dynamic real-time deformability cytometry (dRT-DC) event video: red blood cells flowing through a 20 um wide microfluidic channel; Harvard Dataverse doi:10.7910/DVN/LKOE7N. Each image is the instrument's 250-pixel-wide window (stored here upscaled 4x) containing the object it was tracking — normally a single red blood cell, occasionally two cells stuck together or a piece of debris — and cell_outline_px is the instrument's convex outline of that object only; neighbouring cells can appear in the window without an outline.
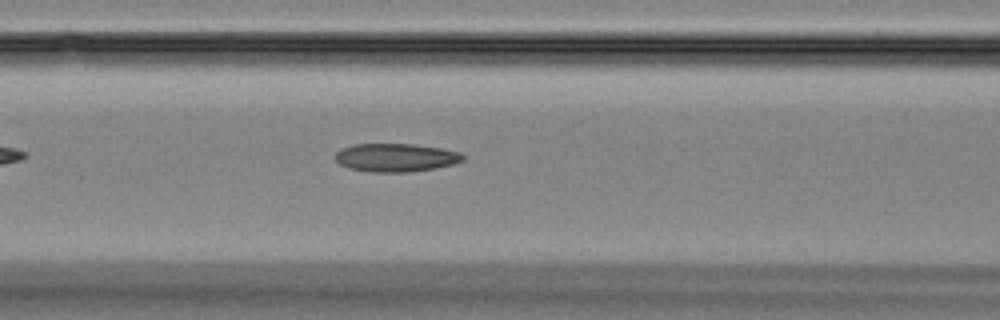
{"species": "Egyptian fruit bat (a non-hibernating species)", "species_latin": "Rousettus aegyptiacus", "temperature_condition": "room temperature", "stored_images_in_passage": 38, "camera_frame_rate_fps": 3000, "um_per_image_px": 0.085, "animal": {"sex": "female"}, "frame": {"image": 1, "passage_image": 7, "time_ms": 2.0, "image_size_px": [1000, 320], "cell_outline_px": [[464, 160], [452, 164], [432, 168], [408, 172], [372, 172], [348, 168], [340, 164], [336, 160], [336, 152], [352, 144], [416, 144], [440, 148], [460, 152], [464, 156]], "centroid_in_image_um": [33.63, 13.39], "position_along_channel_um": 133.0, "area_um2": 20.87}}
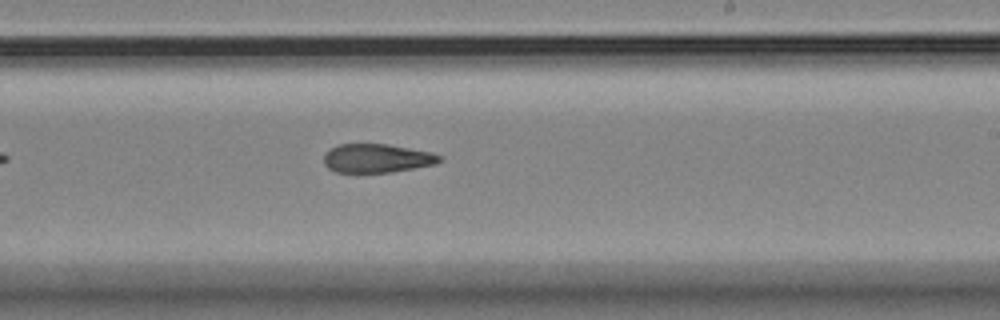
{"frame": {"image": 2, "passage_image": 17, "time_ms": 5.333, "image_size_px": [1000, 320], "cell_outline_px": [[444, 160], [436, 164], [392, 172], [336, 172], [328, 168], [324, 164], [324, 156], [332, 148], [340, 144], [388, 144], [432, 152], [440, 156]], "centroid_in_image_um": [32.08, 13.45], "position_along_channel_um": 256.9, "area_um2": 19.31}}
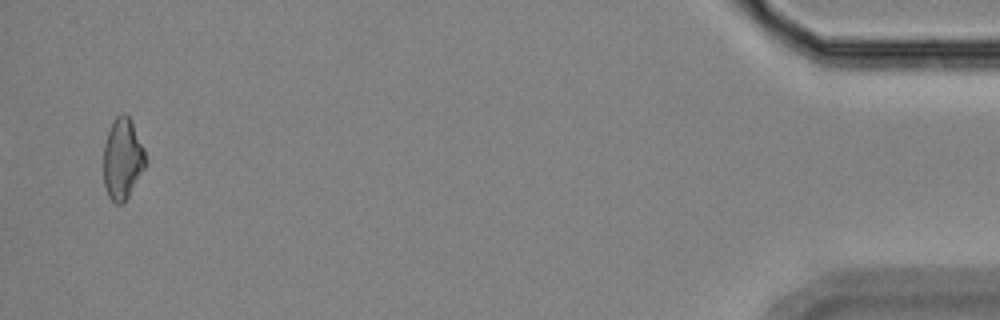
{"frame": {"image": 3, "passage_image": 37, "time_ms": 12.0, "image_size_px": [1000, 320], "cell_outline_px": [[148, 160], [144, 168], [124, 204], [116, 204], [108, 196], [104, 184], [104, 144], [108, 132], [116, 116], [124, 112], [132, 120], [144, 148]], "centroid_in_image_um": [10.43, 13.5], "position_along_channel_um": 424.8, "area_um2": 19.94}}